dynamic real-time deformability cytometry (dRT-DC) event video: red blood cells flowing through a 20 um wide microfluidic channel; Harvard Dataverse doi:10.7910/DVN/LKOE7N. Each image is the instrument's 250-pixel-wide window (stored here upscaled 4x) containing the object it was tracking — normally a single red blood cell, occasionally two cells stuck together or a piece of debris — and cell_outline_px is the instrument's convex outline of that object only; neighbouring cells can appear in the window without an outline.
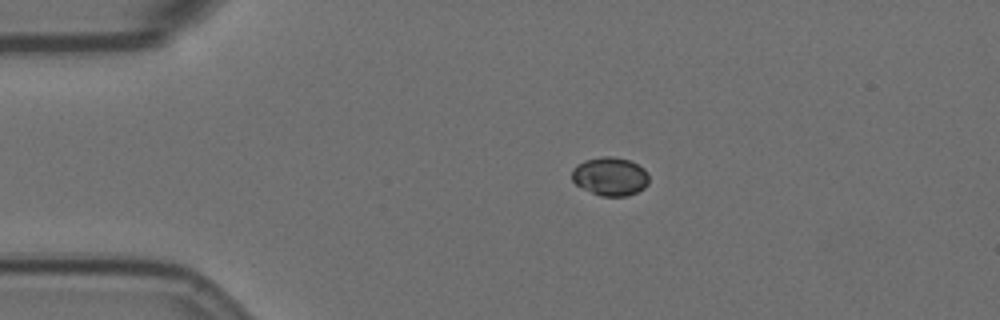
{"species": "Egyptian fruit bat (a non-hibernating species)", "species_latin": "Rousettus aegyptiacus", "temperature_condition": "room temperature", "stored_images_in_passage": 16, "camera_frame_rate_fps": 3000, "um_per_image_px": 0.085, "animal": {"sex": "female"}, "frame": {"image": 1, "passage_image": 1, "time_ms": 0.0, "image_size_px": [1000, 320], "cell_outline_px": [[648, 184], [644, 188], [628, 196], [600, 196], [576, 184], [572, 180], [572, 168], [576, 164], [584, 160], [604, 156], [612, 156], [628, 160], [644, 168], [648, 172]], "centroid_in_image_um": [51.86, 14.99], "position_along_channel_um": 33.1, "area_um2": 17.28}}
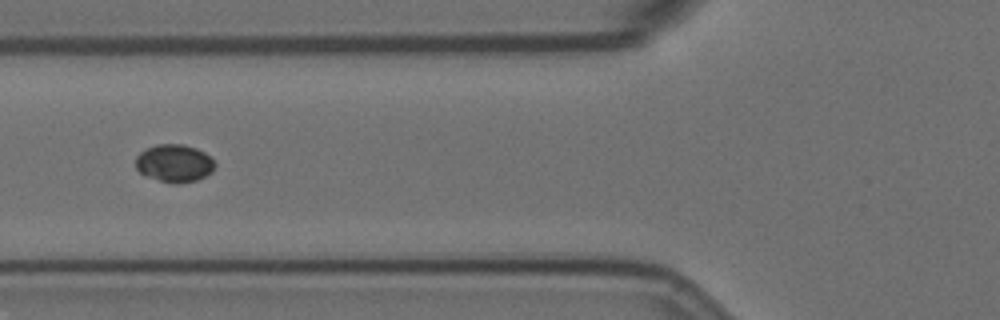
{"frame": {"image": 2, "passage_image": 11, "time_ms": 3.333, "image_size_px": [1000, 320], "cell_outline_px": [[216, 164], [212, 172], [196, 180], [176, 184], [172, 184], [148, 176], [140, 172], [136, 168], [136, 156], [144, 148], [156, 144], [184, 144], [196, 148], [204, 152]], "centroid_in_image_um": [14.8, 13.86], "position_along_channel_um": 111.0, "area_um2": 17.4}}
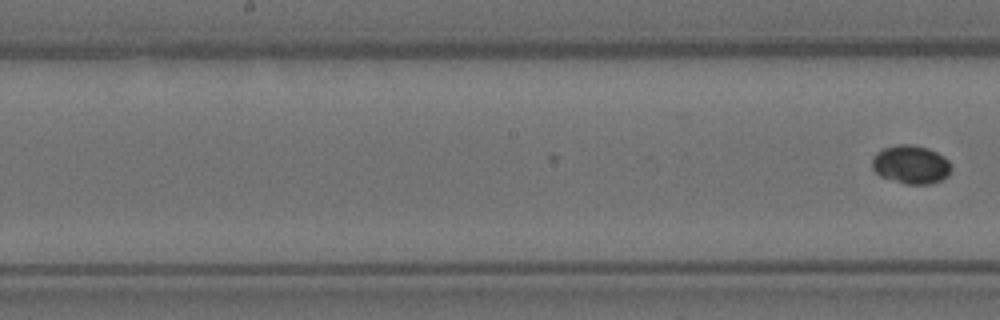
{"frame": {"image": 3, "passage_image": 16, "time_ms": 5.0, "image_size_px": [1000, 320], "cell_outline_px": [[952, 168], [948, 176], [932, 184], [904, 184], [880, 176], [872, 168], [872, 156], [876, 152], [884, 148], [896, 144], [912, 144], [928, 148], [944, 156], [952, 164]], "centroid_in_image_um": [77.43, 13.98], "position_along_channel_um": 170.8, "area_um2": 18.03}}